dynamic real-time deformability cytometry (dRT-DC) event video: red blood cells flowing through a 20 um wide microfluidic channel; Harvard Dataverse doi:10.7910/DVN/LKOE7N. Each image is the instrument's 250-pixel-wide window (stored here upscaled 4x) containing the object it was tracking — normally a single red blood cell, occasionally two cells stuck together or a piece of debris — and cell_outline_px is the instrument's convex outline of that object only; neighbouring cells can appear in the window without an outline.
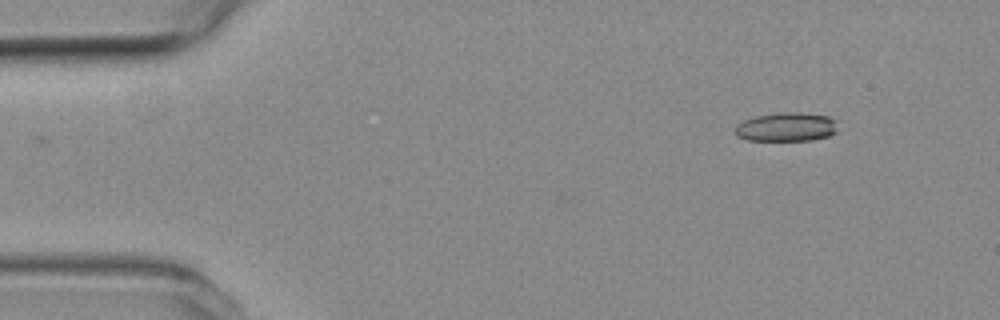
{"species": "common noctule bat (a hibernating species)", "species_latin": "Nyctalus noctula", "temperature_condition": "room temperature", "stored_images_in_passage": 49, "camera_frame_rate_fps": 3000, "um_per_image_px": 0.085, "animal": {"sex": "female", "body_mass_g": 19.3, "forearm_length_mm": 54.1}, "frame": {"image": 1, "passage_image": 1, "time_ms": 0.0, "image_size_px": [1000, 320], "cell_outline_px": [[836, 132], [828, 136], [812, 140], [748, 140], [736, 136], [736, 124], [744, 120], [756, 116], [784, 112], [800, 112], [828, 116], [836, 120]], "centroid_in_image_um": [66.85, 10.79], "position_along_channel_um": 18.1, "area_um2": 17.22}}
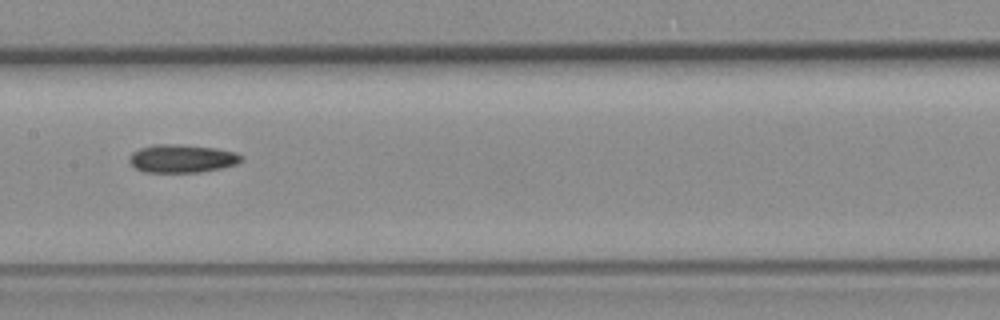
{"frame": {"image": 2, "passage_image": 22, "time_ms": 7.0, "image_size_px": [1000, 320], "cell_outline_px": [[244, 160], [236, 164], [220, 168], [200, 172], [144, 172], [136, 168], [128, 160], [132, 152], [140, 148], [156, 144], [168, 144], [216, 148], [236, 152], [244, 156]], "centroid_in_image_um": [15.49, 13.48], "position_along_channel_um": 191.9, "area_um2": 18.26}}
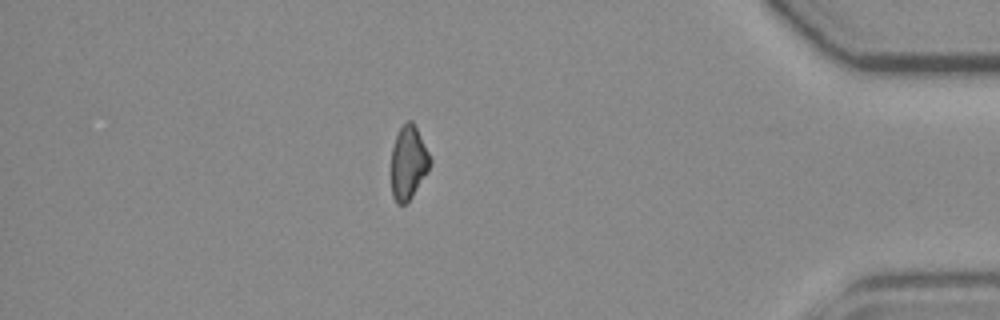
{"frame": {"image": 3, "passage_image": 42, "time_ms": 13.667, "image_size_px": [1000, 320], "cell_outline_px": [[432, 160], [428, 172], [412, 196], [404, 204], [396, 204], [392, 196], [392, 148], [396, 136], [400, 128], [408, 120], [412, 120]], "centroid_in_image_um": [34.71, 13.84], "position_along_channel_um": 400.5, "area_um2": 16.42}}